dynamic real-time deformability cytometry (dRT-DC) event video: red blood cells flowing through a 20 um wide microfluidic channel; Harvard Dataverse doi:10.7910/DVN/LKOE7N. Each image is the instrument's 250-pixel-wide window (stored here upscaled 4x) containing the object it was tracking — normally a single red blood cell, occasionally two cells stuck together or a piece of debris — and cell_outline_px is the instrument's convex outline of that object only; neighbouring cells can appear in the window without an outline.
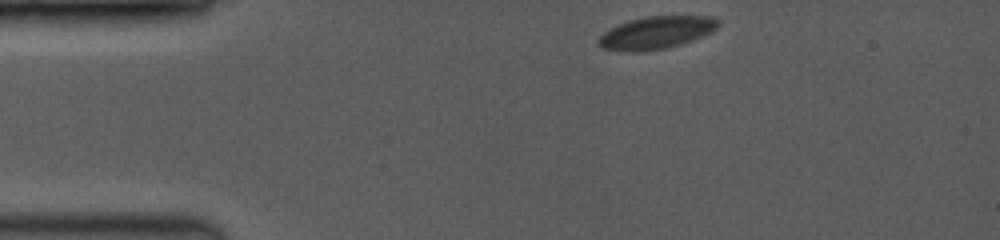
{"species": "common noctule bat (a hibernating species)", "species_latin": "Nyctalus noctula", "temperature_condition": "room temperature", "stored_images_in_passage": 55, "camera_frame_rate_fps": 3500, "um_per_image_px": 0.085, "animal": {"sex": "female", "body_mass_g": 19.0, "forearm_length_mm": 53.3}, "frame": {"image": 1, "passage_image": 1, "time_ms": 0.0, "image_size_px": [1000, 240], "cell_outline_px": [[720, 24], [712, 32], [692, 40], [680, 44], [664, 48], [644, 52], [624, 52], [600, 48], [600, 36], [604, 32], [620, 24], [632, 20], [648, 16], [704, 16], [716, 20]], "centroid_in_image_um": [55.77, 2.79], "position_along_channel_um": 29.2, "area_um2": 22.31}}
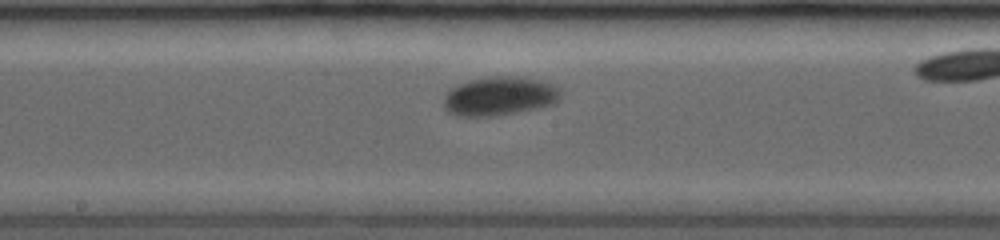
{"frame": {"image": 2, "passage_image": 39, "time_ms": 6.0, "image_size_px": [1000, 240], "cell_outline_px": [[560, 96], [556, 104], [496, 116], [456, 116], [448, 112], [444, 108], [444, 96], [452, 88], [468, 80], [488, 76], [516, 76], [536, 80], [552, 84], [560, 88]], "centroid_in_image_um": [42.45, 8.17], "position_along_channel_um": 205.8, "area_um2": 26.47}}
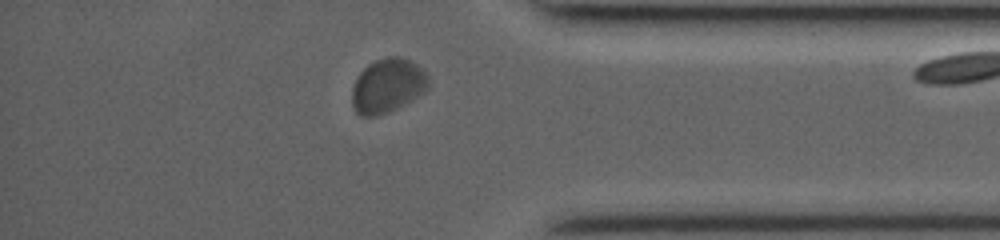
{"frame": {"image": 3, "passage_image": 54, "time_ms": 11.143, "image_size_px": [1000, 240], "cell_outline_px": [[428, 88], [424, 92], [404, 104], [388, 112], [376, 116], [360, 116], [356, 112], [352, 104], [352, 88], [360, 72], [368, 64], [376, 60], [388, 56], [400, 56], [416, 64], [428, 76]], "centroid_in_image_um": [32.93, 7.28], "position_along_channel_um": 402.3, "area_um2": 23.93}}